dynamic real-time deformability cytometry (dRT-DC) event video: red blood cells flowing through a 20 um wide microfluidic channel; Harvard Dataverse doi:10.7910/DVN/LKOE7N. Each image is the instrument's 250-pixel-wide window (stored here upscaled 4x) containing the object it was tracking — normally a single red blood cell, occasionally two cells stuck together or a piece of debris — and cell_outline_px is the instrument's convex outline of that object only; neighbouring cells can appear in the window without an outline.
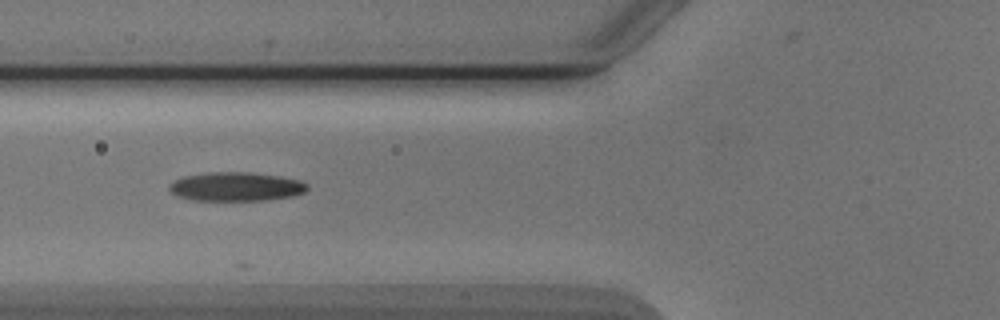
{"species": "Egyptian fruit bat (a non-hibernating species)", "species_latin": "Rousettus aegyptiacus", "temperature_condition": "cold", "stored_images_in_passage": 7, "camera_frame_rate_fps": 3000, "um_per_image_px": 0.085, "animal": {"sex": "male"}, "frame": {"image": 1, "passage_image": 6, "time_ms": 6.667, "image_size_px": [1000, 320], "cell_outline_px": [[308, 188], [304, 192], [292, 196], [264, 200], [192, 200], [180, 196], [172, 192], [168, 188], [168, 184], [184, 176], [208, 172], [252, 172], [280, 176], [300, 180], [308, 184]], "centroid_in_image_um": [20.08, 15.85], "position_along_channel_um": 105.7, "area_um2": 23.18}}